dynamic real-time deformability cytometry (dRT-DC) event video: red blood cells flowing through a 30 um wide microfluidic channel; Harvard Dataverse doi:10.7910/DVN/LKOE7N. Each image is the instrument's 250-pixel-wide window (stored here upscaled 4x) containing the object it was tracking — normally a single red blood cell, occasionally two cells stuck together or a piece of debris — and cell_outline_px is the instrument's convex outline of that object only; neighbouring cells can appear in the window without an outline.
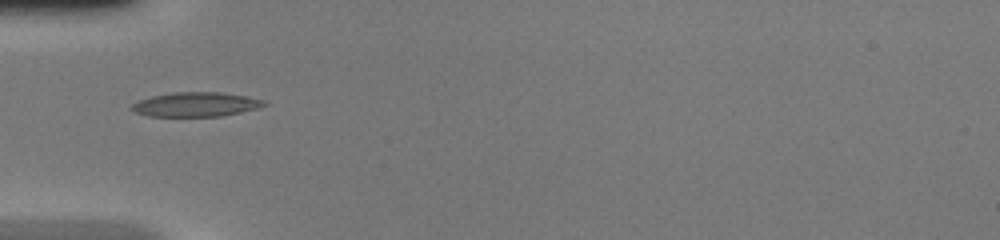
{"species": "common noctule bat (a hibernating species)", "species_latin": "Nyctalus noctula", "temperature_condition": "warm", "stored_images_in_passage": 29, "camera_frame_rate_fps": 3000, "um_per_image_px": 0.085, "animal": {"sex": "female", "body_mass_g": 20.0, "forearm_length_mm": 54.0}, "frame": {"image": 1, "passage_image": 1, "time_ms": 0.0, "image_size_px": [1000, 240], "cell_outline_px": [[268, 104], [256, 108], [224, 116], [148, 116], [136, 112], [128, 108], [132, 104], [140, 100], [152, 96], [172, 92], [220, 92], [244, 96], [264, 100]], "centroid_in_image_um": [16.62, 8.87], "position_along_channel_um": 68.4, "area_um2": 18.67}}
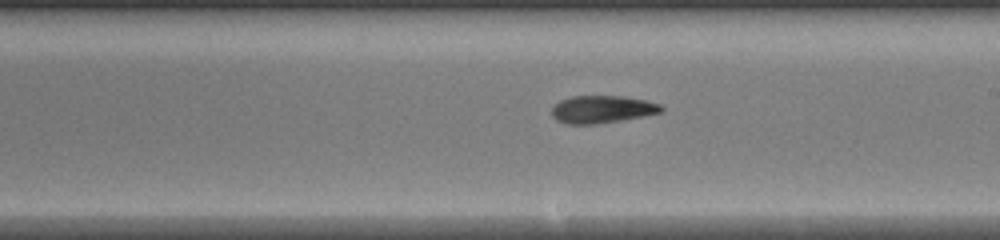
{"frame": {"image": 2, "passage_image": 13, "time_ms": 4.0, "image_size_px": [1000, 240], "cell_outline_px": [[664, 112], [624, 120], [596, 124], [564, 124], [556, 120], [552, 116], [552, 108], [560, 100], [572, 96], [624, 96], [644, 100], [660, 104], [664, 108]], "centroid_in_image_um": [51.19, 9.3], "position_along_channel_um": 237.8, "area_um2": 17.74}}
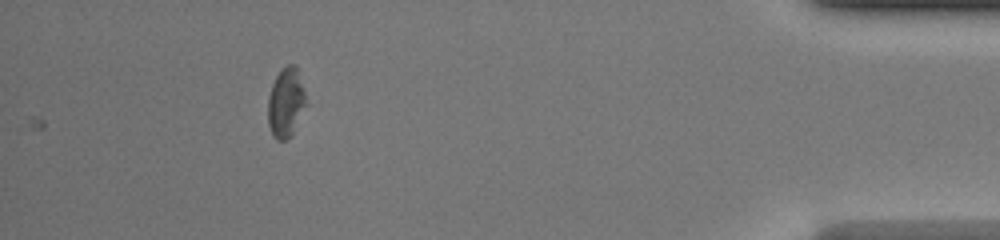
{"frame": {"image": 3, "passage_image": 29, "time_ms": 9.333, "image_size_px": [1000, 240], "cell_outline_px": [[308, 104], [292, 136], [284, 140], [276, 140], [272, 136], [268, 124], [268, 96], [272, 84], [280, 68], [288, 64], [292, 64], [296, 68], [304, 88]], "centroid_in_image_um": [24.31, 8.75], "position_along_channel_um": 410.9, "area_um2": 15.84}, "authors_computed_cell_mechanics": {"area_um2": 17.34, "velocity_mm_per_s": 4.2475, "shape_relaxation_time_tau1_ms": 8.8784, "shape_relaxation_time_tau2_ms": 9.0811, "deformation_change_tau1": 0.2067, "deformation_change_tau2": 0.2014}}